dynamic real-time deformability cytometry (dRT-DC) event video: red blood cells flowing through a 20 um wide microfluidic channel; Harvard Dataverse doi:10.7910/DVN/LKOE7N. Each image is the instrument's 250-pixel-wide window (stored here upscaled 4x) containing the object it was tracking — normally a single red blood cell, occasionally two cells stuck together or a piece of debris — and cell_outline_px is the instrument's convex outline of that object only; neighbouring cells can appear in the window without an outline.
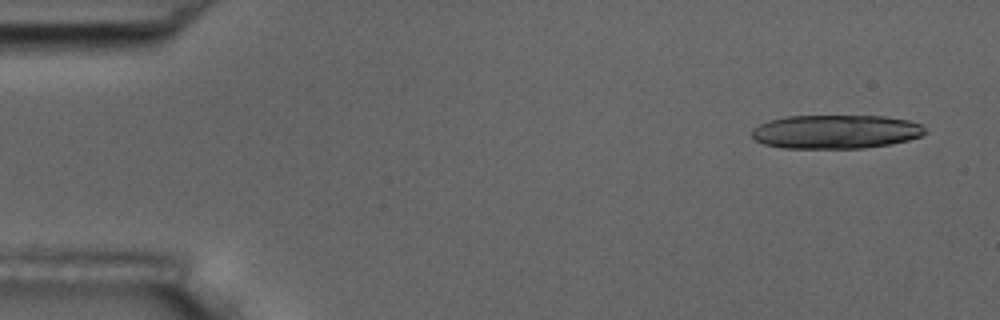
{"species": "common noctule bat (a hibernating species)", "species_latin": "Nyctalus noctula", "temperature_condition": "room temperature", "stored_images_in_passage": 6, "camera_frame_rate_fps": 3000, "um_per_image_px": 0.085, "animal": {"sex": "male", "body_mass_g": 17.5, "forearm_length_mm": 52.3}, "frame": {"image": 1, "passage_image": 1, "time_ms": 0.0, "image_size_px": [1000, 320], "cell_outline_px": [[928, 132], [924, 136], [908, 140], [888, 144], [864, 148], [784, 148], [764, 144], [756, 140], [752, 136], [752, 128], [768, 120], [784, 116], [884, 116], [908, 120], [920, 124]], "centroid_in_image_um": [71.04, 11.19], "position_along_channel_um": 14.0, "area_um2": 34.28}}
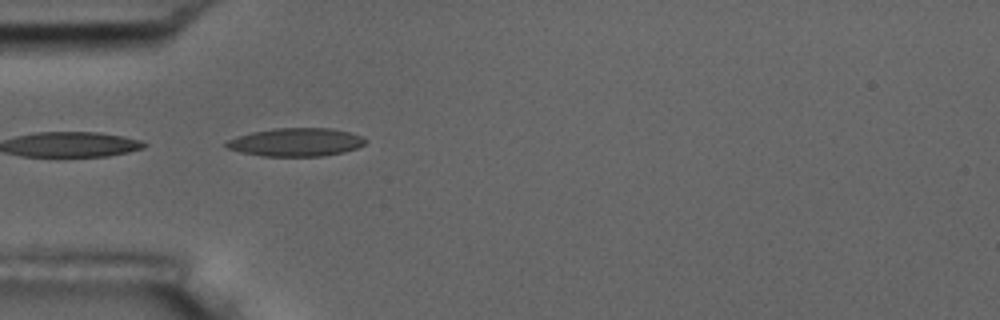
{"frame": {"image": 2, "passage_image": 5, "time_ms": 1.333, "image_size_px": [1000, 320], "cell_outline_px": [[368, 140], [364, 144], [356, 148], [344, 152], [324, 156], [264, 156], [240, 152], [228, 148], [224, 144], [228, 140], [252, 132], [272, 128], [332, 128], [364, 136]], "centroid_in_image_um": [25.2, 12.08], "position_along_channel_um": 59.8, "area_um2": 22.89}}